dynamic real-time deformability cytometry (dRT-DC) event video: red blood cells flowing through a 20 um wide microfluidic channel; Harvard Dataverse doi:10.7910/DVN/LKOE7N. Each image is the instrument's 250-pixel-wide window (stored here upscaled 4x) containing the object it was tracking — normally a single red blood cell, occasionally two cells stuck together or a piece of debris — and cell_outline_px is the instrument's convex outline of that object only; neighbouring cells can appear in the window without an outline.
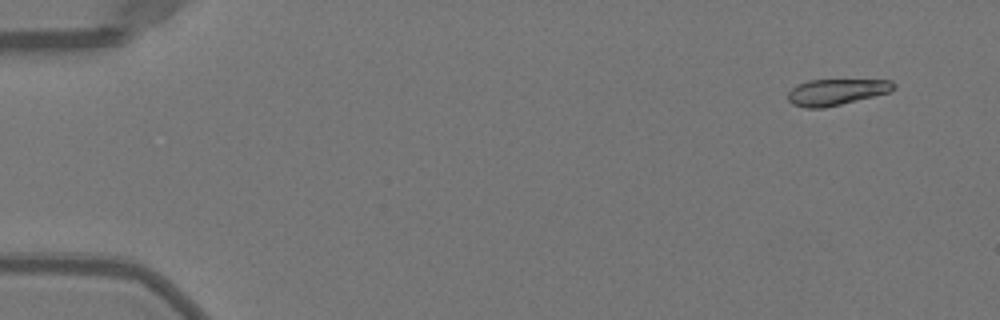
{"species": "Egyptian fruit bat (a non-hibernating species)", "species_latin": "Rousettus aegyptiacus", "temperature_condition": "warm", "stored_images_in_passage": 48, "camera_frame_rate_fps": 3000, "um_per_image_px": 0.085, "animal": {"sex": "female"}, "frame": {"image": 1, "passage_image": 1, "time_ms": 0.0, "image_size_px": [1000, 320], "cell_outline_px": [[896, 88], [892, 92], [824, 108], [804, 108], [792, 104], [788, 100], [788, 92], [796, 84], [808, 80], [892, 80], [896, 84]], "centroid_in_image_um": [71.1, 7.82], "position_along_channel_um": 13.9, "area_um2": 16.36}}
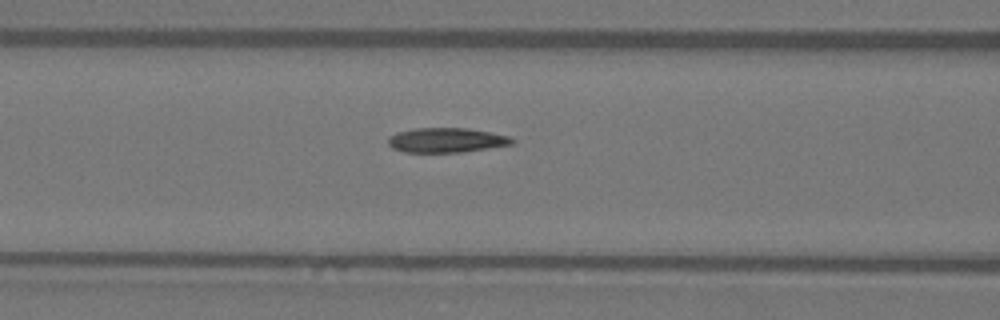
{"frame": {"image": 2, "passage_image": 19, "time_ms": 6.0, "image_size_px": [1000, 320], "cell_outline_px": [[516, 140], [512, 144], [464, 152], [404, 152], [392, 148], [388, 144], [388, 136], [396, 132], [416, 128], [468, 128], [512, 136]], "centroid_in_image_um": [37.95, 11.91], "position_along_channel_um": 128.6, "area_um2": 17.98}}
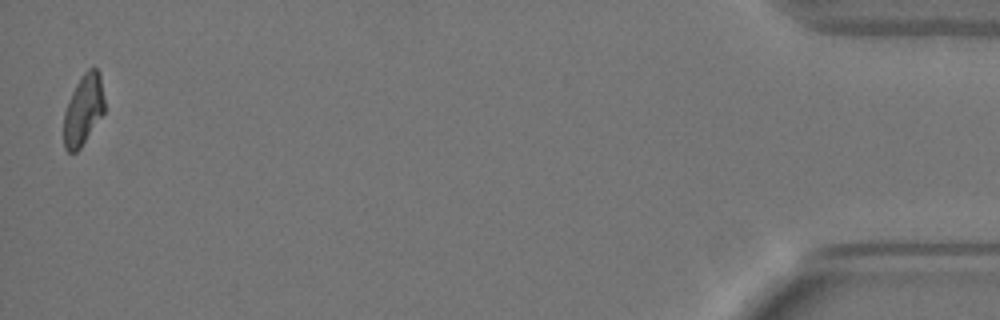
{"frame": {"image": 3, "passage_image": 48, "time_ms": 15.667, "image_size_px": [1000, 320], "cell_outline_px": [[104, 112], [80, 148], [76, 152], [68, 152], [64, 148], [64, 112], [68, 100], [76, 84], [84, 72], [88, 68], [96, 68], [100, 72], [104, 100]], "centroid_in_image_um": [7.08, 9.32], "position_along_channel_um": 428.1, "area_um2": 16.65}, "authors_computed_cell_mechanics": {"area_um2": 17.7735, "velocity_mm_per_s": 4.014, "shape_relaxation_time_tau1_ms": 3.7519, "shape_relaxation_time_tau2_ms": 1.6881, "deformation_change_tau1": 0.1614, "deformation_change_tau2": 0.073}}